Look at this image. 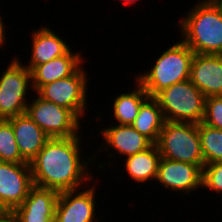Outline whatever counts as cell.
I'll list each match as a JSON object with an SVG mask.
<instances>
[{"label": "cell", "mask_w": 222, "mask_h": 222, "mask_svg": "<svg viewBox=\"0 0 222 222\" xmlns=\"http://www.w3.org/2000/svg\"><path fill=\"white\" fill-rule=\"evenodd\" d=\"M2 20H3V19H2L1 15H0V49H1V47H2L3 45L5 46V44H6V43H5V40H6V38H5V37H6V36H5V35H6V34H5V32H6L5 29H6V28H5V27H6V26L4 25V24H5V21L3 22Z\"/></svg>", "instance_id": "484cf974"}, {"label": "cell", "mask_w": 222, "mask_h": 222, "mask_svg": "<svg viewBox=\"0 0 222 222\" xmlns=\"http://www.w3.org/2000/svg\"><path fill=\"white\" fill-rule=\"evenodd\" d=\"M28 102L25 114L29 116L49 138H70L81 135L80 119L69 109L42 99L37 93ZM79 133V134H78Z\"/></svg>", "instance_id": "52a82bcc"}, {"label": "cell", "mask_w": 222, "mask_h": 222, "mask_svg": "<svg viewBox=\"0 0 222 222\" xmlns=\"http://www.w3.org/2000/svg\"><path fill=\"white\" fill-rule=\"evenodd\" d=\"M95 187L59 192L54 222H97Z\"/></svg>", "instance_id": "30bf717a"}, {"label": "cell", "mask_w": 222, "mask_h": 222, "mask_svg": "<svg viewBox=\"0 0 222 222\" xmlns=\"http://www.w3.org/2000/svg\"><path fill=\"white\" fill-rule=\"evenodd\" d=\"M104 142L102 150L107 151L113 149L117 154L129 157L136 153L145 151L150 148L153 143L143 135H141L132 125H118L105 127L100 129ZM105 146V147H104ZM107 148V149H106ZM109 148V149H108Z\"/></svg>", "instance_id": "5bb4252c"}, {"label": "cell", "mask_w": 222, "mask_h": 222, "mask_svg": "<svg viewBox=\"0 0 222 222\" xmlns=\"http://www.w3.org/2000/svg\"><path fill=\"white\" fill-rule=\"evenodd\" d=\"M32 186L30 163L0 162V210H15Z\"/></svg>", "instance_id": "9c48e42d"}, {"label": "cell", "mask_w": 222, "mask_h": 222, "mask_svg": "<svg viewBox=\"0 0 222 222\" xmlns=\"http://www.w3.org/2000/svg\"><path fill=\"white\" fill-rule=\"evenodd\" d=\"M156 145L162 158L204 166L197 123L165 121Z\"/></svg>", "instance_id": "277c9868"}, {"label": "cell", "mask_w": 222, "mask_h": 222, "mask_svg": "<svg viewBox=\"0 0 222 222\" xmlns=\"http://www.w3.org/2000/svg\"><path fill=\"white\" fill-rule=\"evenodd\" d=\"M154 98L162 109L165 121L198 124L203 120L206 97L190 80L175 83Z\"/></svg>", "instance_id": "5b68a950"}, {"label": "cell", "mask_w": 222, "mask_h": 222, "mask_svg": "<svg viewBox=\"0 0 222 222\" xmlns=\"http://www.w3.org/2000/svg\"><path fill=\"white\" fill-rule=\"evenodd\" d=\"M164 122L165 118L158 101L149 97L140 107L132 127L153 144H157Z\"/></svg>", "instance_id": "d6986e66"}, {"label": "cell", "mask_w": 222, "mask_h": 222, "mask_svg": "<svg viewBox=\"0 0 222 222\" xmlns=\"http://www.w3.org/2000/svg\"><path fill=\"white\" fill-rule=\"evenodd\" d=\"M178 22L182 41L197 54L222 55V6L198 0Z\"/></svg>", "instance_id": "7a4b0ae2"}, {"label": "cell", "mask_w": 222, "mask_h": 222, "mask_svg": "<svg viewBox=\"0 0 222 222\" xmlns=\"http://www.w3.org/2000/svg\"><path fill=\"white\" fill-rule=\"evenodd\" d=\"M189 80L206 98L222 96V55L195 53Z\"/></svg>", "instance_id": "7c38bea8"}, {"label": "cell", "mask_w": 222, "mask_h": 222, "mask_svg": "<svg viewBox=\"0 0 222 222\" xmlns=\"http://www.w3.org/2000/svg\"><path fill=\"white\" fill-rule=\"evenodd\" d=\"M202 187L222 194V161L205 164L202 168Z\"/></svg>", "instance_id": "603a6c76"}, {"label": "cell", "mask_w": 222, "mask_h": 222, "mask_svg": "<svg viewBox=\"0 0 222 222\" xmlns=\"http://www.w3.org/2000/svg\"><path fill=\"white\" fill-rule=\"evenodd\" d=\"M58 35L47 26H42L32 32L31 60L28 62L29 64L25 65L30 71L35 66L63 56L71 49L69 44L67 45V42Z\"/></svg>", "instance_id": "e0dca14e"}, {"label": "cell", "mask_w": 222, "mask_h": 222, "mask_svg": "<svg viewBox=\"0 0 222 222\" xmlns=\"http://www.w3.org/2000/svg\"><path fill=\"white\" fill-rule=\"evenodd\" d=\"M202 168L203 166L161 157L156 181L164 185L165 190L169 188L188 195L191 191L202 188Z\"/></svg>", "instance_id": "8fae6325"}, {"label": "cell", "mask_w": 222, "mask_h": 222, "mask_svg": "<svg viewBox=\"0 0 222 222\" xmlns=\"http://www.w3.org/2000/svg\"><path fill=\"white\" fill-rule=\"evenodd\" d=\"M59 192L33 185L23 203L14 211L21 222H54Z\"/></svg>", "instance_id": "4fadbf2b"}, {"label": "cell", "mask_w": 222, "mask_h": 222, "mask_svg": "<svg viewBox=\"0 0 222 222\" xmlns=\"http://www.w3.org/2000/svg\"><path fill=\"white\" fill-rule=\"evenodd\" d=\"M0 162L27 163L21 157L9 119H0Z\"/></svg>", "instance_id": "7402d4cb"}, {"label": "cell", "mask_w": 222, "mask_h": 222, "mask_svg": "<svg viewBox=\"0 0 222 222\" xmlns=\"http://www.w3.org/2000/svg\"><path fill=\"white\" fill-rule=\"evenodd\" d=\"M202 123L222 130V96L205 98L204 117Z\"/></svg>", "instance_id": "cb8c5ba5"}, {"label": "cell", "mask_w": 222, "mask_h": 222, "mask_svg": "<svg viewBox=\"0 0 222 222\" xmlns=\"http://www.w3.org/2000/svg\"><path fill=\"white\" fill-rule=\"evenodd\" d=\"M17 58L15 56L0 74V119L24 114L29 102L27 96L28 90L32 91L31 71Z\"/></svg>", "instance_id": "8992f818"}, {"label": "cell", "mask_w": 222, "mask_h": 222, "mask_svg": "<svg viewBox=\"0 0 222 222\" xmlns=\"http://www.w3.org/2000/svg\"><path fill=\"white\" fill-rule=\"evenodd\" d=\"M204 165L222 161V130L198 123Z\"/></svg>", "instance_id": "44dd1931"}, {"label": "cell", "mask_w": 222, "mask_h": 222, "mask_svg": "<svg viewBox=\"0 0 222 222\" xmlns=\"http://www.w3.org/2000/svg\"><path fill=\"white\" fill-rule=\"evenodd\" d=\"M222 6V0H216Z\"/></svg>", "instance_id": "83f0119b"}, {"label": "cell", "mask_w": 222, "mask_h": 222, "mask_svg": "<svg viewBox=\"0 0 222 222\" xmlns=\"http://www.w3.org/2000/svg\"><path fill=\"white\" fill-rule=\"evenodd\" d=\"M125 4H135L137 0H122Z\"/></svg>", "instance_id": "4316f807"}, {"label": "cell", "mask_w": 222, "mask_h": 222, "mask_svg": "<svg viewBox=\"0 0 222 222\" xmlns=\"http://www.w3.org/2000/svg\"><path fill=\"white\" fill-rule=\"evenodd\" d=\"M136 89L120 93L113 102V118L118 125H132L140 107L150 97L136 80Z\"/></svg>", "instance_id": "ffe728a7"}, {"label": "cell", "mask_w": 222, "mask_h": 222, "mask_svg": "<svg viewBox=\"0 0 222 222\" xmlns=\"http://www.w3.org/2000/svg\"><path fill=\"white\" fill-rule=\"evenodd\" d=\"M73 52L74 50L71 51L70 49L63 56L35 66L31 70L33 91L37 92L45 84L73 75L83 64V56H81L82 53Z\"/></svg>", "instance_id": "9a60e30c"}, {"label": "cell", "mask_w": 222, "mask_h": 222, "mask_svg": "<svg viewBox=\"0 0 222 222\" xmlns=\"http://www.w3.org/2000/svg\"><path fill=\"white\" fill-rule=\"evenodd\" d=\"M160 159L159 149L156 144H153L145 151L126 157L123 162H125L124 168L131 180L144 184L145 182L156 180Z\"/></svg>", "instance_id": "ac0fdd59"}, {"label": "cell", "mask_w": 222, "mask_h": 222, "mask_svg": "<svg viewBox=\"0 0 222 222\" xmlns=\"http://www.w3.org/2000/svg\"><path fill=\"white\" fill-rule=\"evenodd\" d=\"M80 136L46 141L30 162L33 185L63 192L80 189L87 180L93 181L88 167L95 158L91 155L92 158L82 159L80 142L83 140Z\"/></svg>", "instance_id": "6da1fadb"}, {"label": "cell", "mask_w": 222, "mask_h": 222, "mask_svg": "<svg viewBox=\"0 0 222 222\" xmlns=\"http://www.w3.org/2000/svg\"><path fill=\"white\" fill-rule=\"evenodd\" d=\"M21 157L30 163L42 150L49 137L25 113L9 118Z\"/></svg>", "instance_id": "2e32d148"}, {"label": "cell", "mask_w": 222, "mask_h": 222, "mask_svg": "<svg viewBox=\"0 0 222 222\" xmlns=\"http://www.w3.org/2000/svg\"><path fill=\"white\" fill-rule=\"evenodd\" d=\"M194 52L181 40L162 52L151 69L135 75L150 97L175 83L189 80ZM137 77V78H136Z\"/></svg>", "instance_id": "3957f363"}, {"label": "cell", "mask_w": 222, "mask_h": 222, "mask_svg": "<svg viewBox=\"0 0 222 222\" xmlns=\"http://www.w3.org/2000/svg\"><path fill=\"white\" fill-rule=\"evenodd\" d=\"M83 67L81 66L69 77L43 85L36 93L44 100L71 110L82 120V116L86 115L87 86H89L88 74Z\"/></svg>", "instance_id": "ba28073f"}, {"label": "cell", "mask_w": 222, "mask_h": 222, "mask_svg": "<svg viewBox=\"0 0 222 222\" xmlns=\"http://www.w3.org/2000/svg\"><path fill=\"white\" fill-rule=\"evenodd\" d=\"M0 222H21L14 210H0Z\"/></svg>", "instance_id": "d4e9b609"}]
</instances>
